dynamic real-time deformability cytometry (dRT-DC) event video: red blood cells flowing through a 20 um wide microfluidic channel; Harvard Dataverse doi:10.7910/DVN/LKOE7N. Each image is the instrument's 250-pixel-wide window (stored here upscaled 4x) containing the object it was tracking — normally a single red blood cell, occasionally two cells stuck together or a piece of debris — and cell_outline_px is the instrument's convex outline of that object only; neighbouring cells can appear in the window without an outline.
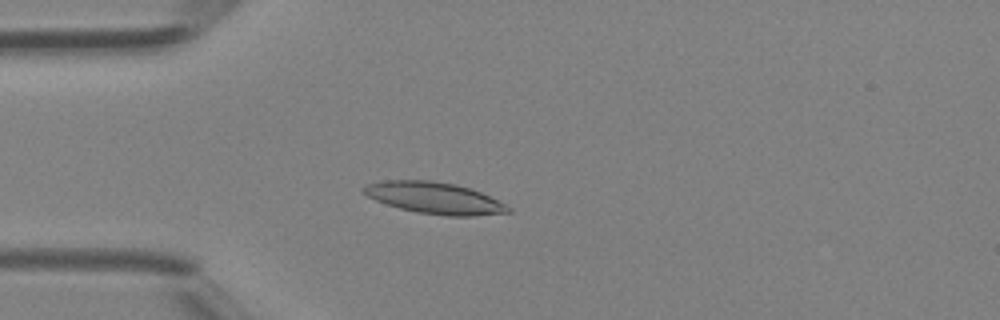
{"species": "Egyptian fruit bat (a non-hibernating species)", "species_latin": "Rousettus aegyptiacus", "temperature_condition": "room temperature", "stored_images_in_passage": 40, "camera_frame_rate_fps": 3000, "um_per_image_px": 0.085, "animal": {"sex": "female"}, "frame": {"image": 1, "passage_image": 9, "time_ms": 2.667, "image_size_px": [1000, 320], "cell_outline_px": [[512, 212], [472, 216], [448, 216], [416, 212], [400, 208], [376, 200], [368, 196], [360, 188], [368, 184], [384, 180], [428, 180], [456, 184], [472, 188], [512, 208]], "centroid_in_image_um": [36.94, 16.82], "position_along_channel_um": 48.1, "area_um2": 26.41}}
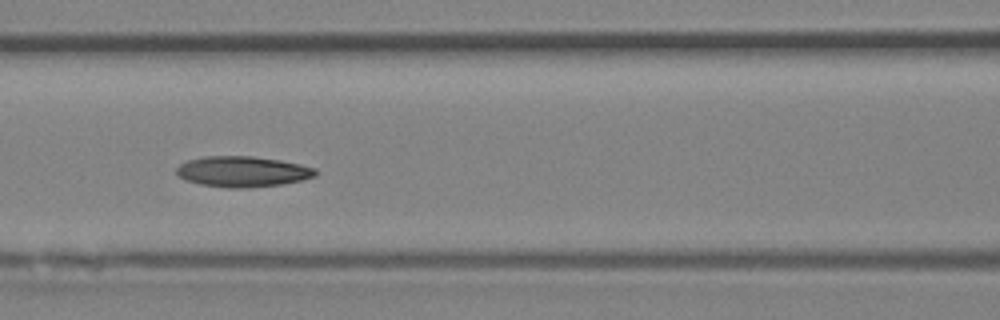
{"frame": {"image": 2, "passage_image": 16, "time_ms": 5.0, "image_size_px": [1000, 320], "cell_outline_px": [[316, 176], [300, 180], [280, 184], [248, 188], [224, 188], [200, 184], [184, 180], [176, 176], [176, 168], [180, 164], [188, 160], [204, 156], [252, 156], [280, 160], [300, 164], [316, 168]], "centroid_in_image_um": [20.57, 14.59], "position_along_channel_um": 146.0, "area_um2": 24.97}}
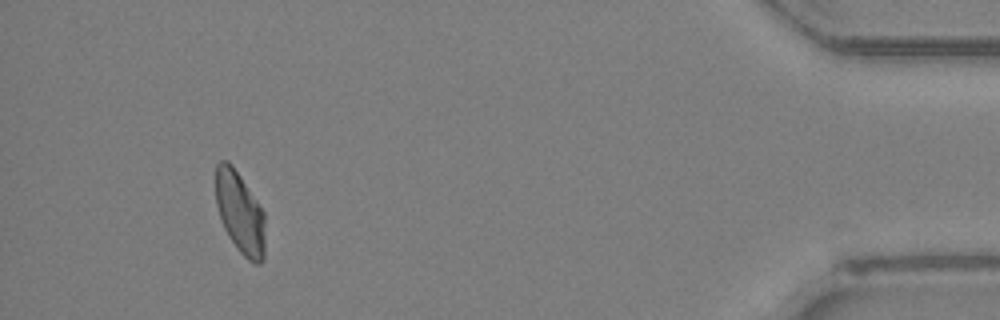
{"frame": {"image": 3, "passage_image": 37, "time_ms": 12.0, "image_size_px": [1000, 320], "cell_outline_px": [[264, 260], [260, 264], [256, 264], [248, 260], [240, 252], [228, 236], [224, 228], [216, 204], [216, 164], [220, 160], [228, 160], [232, 164], [264, 212]], "centroid_in_image_um": [20.39, 18.08], "position_along_channel_um": 414.8, "area_um2": 23.41}}